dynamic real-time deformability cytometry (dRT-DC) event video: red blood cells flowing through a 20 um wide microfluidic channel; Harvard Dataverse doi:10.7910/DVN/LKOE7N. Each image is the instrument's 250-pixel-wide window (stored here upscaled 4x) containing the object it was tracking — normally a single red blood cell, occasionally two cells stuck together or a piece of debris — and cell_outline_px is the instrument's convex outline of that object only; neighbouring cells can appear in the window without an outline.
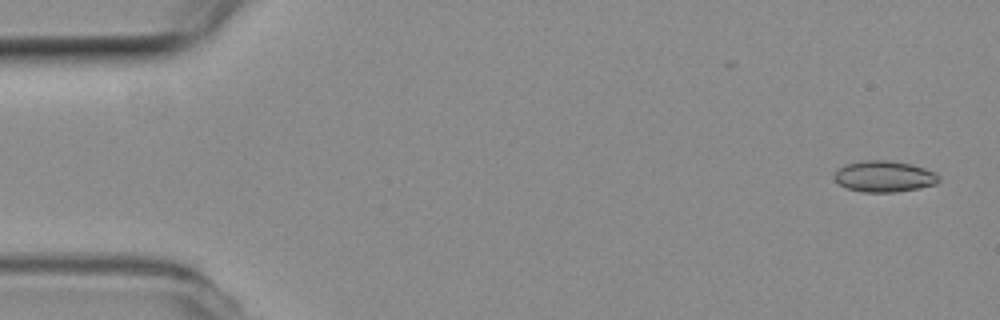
{"species": "common noctule bat (a hibernating species)", "species_latin": "Nyctalus noctula", "temperature_condition": "room temperature", "stored_images_in_passage": 4, "camera_frame_rate_fps": 3000, "um_per_image_px": 0.085, "animal": {"sex": "female", "body_mass_g": 19.3, "forearm_length_mm": 54.1}, "frame": {"image": 1, "passage_image": 1, "time_ms": 0.0, "image_size_px": [1000, 320], "cell_outline_px": [[940, 180], [936, 184], [920, 188], [896, 192], [864, 192], [848, 188], [840, 184], [832, 176], [840, 168], [848, 164], [868, 160], [888, 160], [912, 164], [936, 172], [940, 176]], "centroid_in_image_um": [75.22, 15.0], "position_along_channel_um": 9.8, "area_um2": 18.9}}
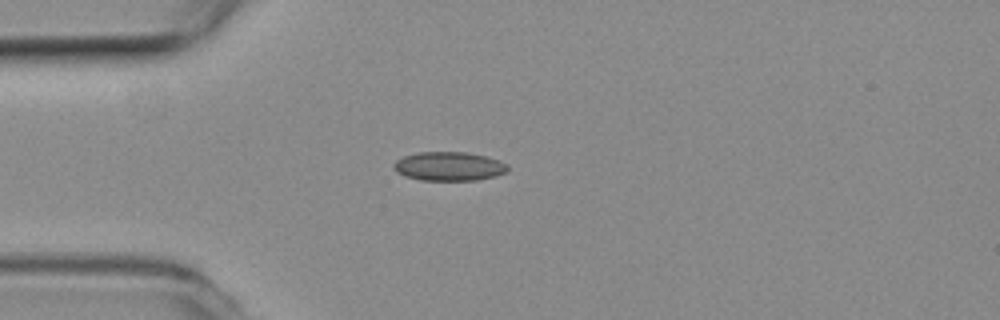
{"frame": {"image": 2, "passage_image": 4, "time_ms": 1.0, "image_size_px": [1000, 320], "cell_outline_px": [[508, 172], [496, 176], [476, 180], [420, 180], [404, 176], [396, 172], [392, 168], [392, 164], [396, 160], [404, 156], [416, 152], [464, 152], [484, 156], [508, 164]], "centroid_in_image_um": [38.12, 14.14], "position_along_channel_um": 46.9, "area_um2": 19.31}}